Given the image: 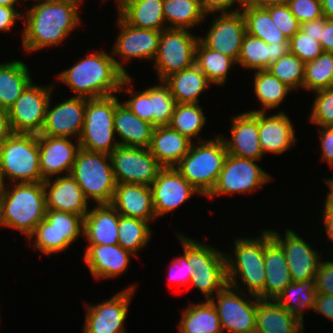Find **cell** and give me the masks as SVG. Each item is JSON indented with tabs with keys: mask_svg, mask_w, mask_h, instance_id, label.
<instances>
[{
	"mask_svg": "<svg viewBox=\"0 0 333 333\" xmlns=\"http://www.w3.org/2000/svg\"><path fill=\"white\" fill-rule=\"evenodd\" d=\"M84 1L34 4L23 13L22 47L27 53L58 47L79 28L80 5Z\"/></svg>",
	"mask_w": 333,
	"mask_h": 333,
	"instance_id": "6da1fadb",
	"label": "cell"
},
{
	"mask_svg": "<svg viewBox=\"0 0 333 333\" xmlns=\"http://www.w3.org/2000/svg\"><path fill=\"white\" fill-rule=\"evenodd\" d=\"M68 67L56 77L74 92V97L95 99L119 92L127 75L116 65L111 51H96Z\"/></svg>",
	"mask_w": 333,
	"mask_h": 333,
	"instance_id": "7a4b0ae2",
	"label": "cell"
},
{
	"mask_svg": "<svg viewBox=\"0 0 333 333\" xmlns=\"http://www.w3.org/2000/svg\"><path fill=\"white\" fill-rule=\"evenodd\" d=\"M261 236L253 238L237 237L233 252L225 253L228 285L242 290L246 287L248 295L264 300L266 272L264 265V230ZM231 254V255H230ZM241 279V280H240ZM242 286H239L238 282Z\"/></svg>",
	"mask_w": 333,
	"mask_h": 333,
	"instance_id": "3957f363",
	"label": "cell"
},
{
	"mask_svg": "<svg viewBox=\"0 0 333 333\" xmlns=\"http://www.w3.org/2000/svg\"><path fill=\"white\" fill-rule=\"evenodd\" d=\"M0 192L7 227L28 237L47 211L43 182L0 185Z\"/></svg>",
	"mask_w": 333,
	"mask_h": 333,
	"instance_id": "277c9868",
	"label": "cell"
},
{
	"mask_svg": "<svg viewBox=\"0 0 333 333\" xmlns=\"http://www.w3.org/2000/svg\"><path fill=\"white\" fill-rule=\"evenodd\" d=\"M227 155L224 140L216 134L214 138L193 142L189 152L175 168L202 196L206 197L214 188Z\"/></svg>",
	"mask_w": 333,
	"mask_h": 333,
	"instance_id": "5b68a950",
	"label": "cell"
},
{
	"mask_svg": "<svg viewBox=\"0 0 333 333\" xmlns=\"http://www.w3.org/2000/svg\"><path fill=\"white\" fill-rule=\"evenodd\" d=\"M177 238L183 254L194 270L189 285L201 291L205 300H211L228 284L225 254L217 247L196 241L185 234L177 233Z\"/></svg>",
	"mask_w": 333,
	"mask_h": 333,
	"instance_id": "8992f818",
	"label": "cell"
},
{
	"mask_svg": "<svg viewBox=\"0 0 333 333\" xmlns=\"http://www.w3.org/2000/svg\"><path fill=\"white\" fill-rule=\"evenodd\" d=\"M43 182L37 134L12 133L0 147V185ZM6 182V183H5Z\"/></svg>",
	"mask_w": 333,
	"mask_h": 333,
	"instance_id": "52a82bcc",
	"label": "cell"
},
{
	"mask_svg": "<svg viewBox=\"0 0 333 333\" xmlns=\"http://www.w3.org/2000/svg\"><path fill=\"white\" fill-rule=\"evenodd\" d=\"M70 174L88 201L111 203L117 183L109 154L80 148Z\"/></svg>",
	"mask_w": 333,
	"mask_h": 333,
	"instance_id": "ba28073f",
	"label": "cell"
},
{
	"mask_svg": "<svg viewBox=\"0 0 333 333\" xmlns=\"http://www.w3.org/2000/svg\"><path fill=\"white\" fill-rule=\"evenodd\" d=\"M117 95L86 99L84 124L78 139L80 148L110 154L119 146L115 139L114 114Z\"/></svg>",
	"mask_w": 333,
	"mask_h": 333,
	"instance_id": "9c48e42d",
	"label": "cell"
},
{
	"mask_svg": "<svg viewBox=\"0 0 333 333\" xmlns=\"http://www.w3.org/2000/svg\"><path fill=\"white\" fill-rule=\"evenodd\" d=\"M84 218L72 212L47 210L44 219L27 237L34 250L52 255L69 249L79 236H83ZM34 240V241H32Z\"/></svg>",
	"mask_w": 333,
	"mask_h": 333,
	"instance_id": "30bf717a",
	"label": "cell"
},
{
	"mask_svg": "<svg viewBox=\"0 0 333 333\" xmlns=\"http://www.w3.org/2000/svg\"><path fill=\"white\" fill-rule=\"evenodd\" d=\"M199 36L188 29L161 31L158 51L153 60L158 81L195 64V49Z\"/></svg>",
	"mask_w": 333,
	"mask_h": 333,
	"instance_id": "8fae6325",
	"label": "cell"
},
{
	"mask_svg": "<svg viewBox=\"0 0 333 333\" xmlns=\"http://www.w3.org/2000/svg\"><path fill=\"white\" fill-rule=\"evenodd\" d=\"M247 296L242 290L227 284L210 300L217 310L223 333L255 332L259 298Z\"/></svg>",
	"mask_w": 333,
	"mask_h": 333,
	"instance_id": "7c38bea8",
	"label": "cell"
},
{
	"mask_svg": "<svg viewBox=\"0 0 333 333\" xmlns=\"http://www.w3.org/2000/svg\"><path fill=\"white\" fill-rule=\"evenodd\" d=\"M256 161L228 154L214 188L206 197L213 199L226 194H249L273 180Z\"/></svg>",
	"mask_w": 333,
	"mask_h": 333,
	"instance_id": "4fadbf2b",
	"label": "cell"
},
{
	"mask_svg": "<svg viewBox=\"0 0 333 333\" xmlns=\"http://www.w3.org/2000/svg\"><path fill=\"white\" fill-rule=\"evenodd\" d=\"M54 86H41L33 81L24 89L14 105L8 109L13 133L40 134L46 115V108L53 95Z\"/></svg>",
	"mask_w": 333,
	"mask_h": 333,
	"instance_id": "5bb4252c",
	"label": "cell"
},
{
	"mask_svg": "<svg viewBox=\"0 0 333 333\" xmlns=\"http://www.w3.org/2000/svg\"><path fill=\"white\" fill-rule=\"evenodd\" d=\"M109 157L116 183L151 186L164 168L148 148L119 145Z\"/></svg>",
	"mask_w": 333,
	"mask_h": 333,
	"instance_id": "9a60e30c",
	"label": "cell"
},
{
	"mask_svg": "<svg viewBox=\"0 0 333 333\" xmlns=\"http://www.w3.org/2000/svg\"><path fill=\"white\" fill-rule=\"evenodd\" d=\"M135 289V284L130 285L97 305L84 304L86 314L83 333H126L124 321Z\"/></svg>",
	"mask_w": 333,
	"mask_h": 333,
	"instance_id": "2e32d148",
	"label": "cell"
},
{
	"mask_svg": "<svg viewBox=\"0 0 333 333\" xmlns=\"http://www.w3.org/2000/svg\"><path fill=\"white\" fill-rule=\"evenodd\" d=\"M119 33L111 49L116 65L129 76L124 68L127 61L134 59H147L153 61L159 46L161 31L137 28L129 25L119 14L117 15ZM122 57V61L116 59ZM116 57V58H115Z\"/></svg>",
	"mask_w": 333,
	"mask_h": 333,
	"instance_id": "e0dca14e",
	"label": "cell"
},
{
	"mask_svg": "<svg viewBox=\"0 0 333 333\" xmlns=\"http://www.w3.org/2000/svg\"><path fill=\"white\" fill-rule=\"evenodd\" d=\"M271 237L282 247L292 282L307 281L315 278L322 262V253L313 249L294 230L286 229L283 236L274 229H269Z\"/></svg>",
	"mask_w": 333,
	"mask_h": 333,
	"instance_id": "ac0fdd59",
	"label": "cell"
},
{
	"mask_svg": "<svg viewBox=\"0 0 333 333\" xmlns=\"http://www.w3.org/2000/svg\"><path fill=\"white\" fill-rule=\"evenodd\" d=\"M214 20L199 41L209 49L232 58L236 63L246 31V23L241 10L234 13L213 14Z\"/></svg>",
	"mask_w": 333,
	"mask_h": 333,
	"instance_id": "d6986e66",
	"label": "cell"
},
{
	"mask_svg": "<svg viewBox=\"0 0 333 333\" xmlns=\"http://www.w3.org/2000/svg\"><path fill=\"white\" fill-rule=\"evenodd\" d=\"M150 188L156 218L172 213L193 195L202 196L175 167L163 168Z\"/></svg>",
	"mask_w": 333,
	"mask_h": 333,
	"instance_id": "ffe728a7",
	"label": "cell"
},
{
	"mask_svg": "<svg viewBox=\"0 0 333 333\" xmlns=\"http://www.w3.org/2000/svg\"><path fill=\"white\" fill-rule=\"evenodd\" d=\"M51 98L46 108L45 122L38 135L79 139L85 117L86 99L70 97L51 106ZM52 107V108H51Z\"/></svg>",
	"mask_w": 333,
	"mask_h": 333,
	"instance_id": "44dd1931",
	"label": "cell"
},
{
	"mask_svg": "<svg viewBox=\"0 0 333 333\" xmlns=\"http://www.w3.org/2000/svg\"><path fill=\"white\" fill-rule=\"evenodd\" d=\"M39 164L42 178L69 175L80 149L78 140L38 135Z\"/></svg>",
	"mask_w": 333,
	"mask_h": 333,
	"instance_id": "7402d4cb",
	"label": "cell"
},
{
	"mask_svg": "<svg viewBox=\"0 0 333 333\" xmlns=\"http://www.w3.org/2000/svg\"><path fill=\"white\" fill-rule=\"evenodd\" d=\"M231 137L220 134L228 154L259 161L264 157L258 134V111L231 116Z\"/></svg>",
	"mask_w": 333,
	"mask_h": 333,
	"instance_id": "603a6c76",
	"label": "cell"
},
{
	"mask_svg": "<svg viewBox=\"0 0 333 333\" xmlns=\"http://www.w3.org/2000/svg\"><path fill=\"white\" fill-rule=\"evenodd\" d=\"M43 186L47 210L72 212L83 218L88 213L89 201L71 174L46 179Z\"/></svg>",
	"mask_w": 333,
	"mask_h": 333,
	"instance_id": "cb8c5ba5",
	"label": "cell"
},
{
	"mask_svg": "<svg viewBox=\"0 0 333 333\" xmlns=\"http://www.w3.org/2000/svg\"><path fill=\"white\" fill-rule=\"evenodd\" d=\"M258 111V134L263 154H282L295 146L294 126L284 110L270 116Z\"/></svg>",
	"mask_w": 333,
	"mask_h": 333,
	"instance_id": "d4e9b609",
	"label": "cell"
},
{
	"mask_svg": "<svg viewBox=\"0 0 333 333\" xmlns=\"http://www.w3.org/2000/svg\"><path fill=\"white\" fill-rule=\"evenodd\" d=\"M130 251L117 245H87L84 261L89 271L96 280L116 278L125 273L129 267Z\"/></svg>",
	"mask_w": 333,
	"mask_h": 333,
	"instance_id": "484cf974",
	"label": "cell"
},
{
	"mask_svg": "<svg viewBox=\"0 0 333 333\" xmlns=\"http://www.w3.org/2000/svg\"><path fill=\"white\" fill-rule=\"evenodd\" d=\"M110 204L122 216L138 218L147 222L156 219L150 186L117 183Z\"/></svg>",
	"mask_w": 333,
	"mask_h": 333,
	"instance_id": "4316f807",
	"label": "cell"
},
{
	"mask_svg": "<svg viewBox=\"0 0 333 333\" xmlns=\"http://www.w3.org/2000/svg\"><path fill=\"white\" fill-rule=\"evenodd\" d=\"M264 265L266 272L264 300H275L292 283V279L282 247L266 229H264Z\"/></svg>",
	"mask_w": 333,
	"mask_h": 333,
	"instance_id": "83f0119b",
	"label": "cell"
},
{
	"mask_svg": "<svg viewBox=\"0 0 333 333\" xmlns=\"http://www.w3.org/2000/svg\"><path fill=\"white\" fill-rule=\"evenodd\" d=\"M83 221V236L88 245H117L120 214L111 204H96Z\"/></svg>",
	"mask_w": 333,
	"mask_h": 333,
	"instance_id": "f1b7e54d",
	"label": "cell"
},
{
	"mask_svg": "<svg viewBox=\"0 0 333 333\" xmlns=\"http://www.w3.org/2000/svg\"><path fill=\"white\" fill-rule=\"evenodd\" d=\"M193 142L169 125L157 126L148 149L164 168L175 167L189 152Z\"/></svg>",
	"mask_w": 333,
	"mask_h": 333,
	"instance_id": "f546056e",
	"label": "cell"
},
{
	"mask_svg": "<svg viewBox=\"0 0 333 333\" xmlns=\"http://www.w3.org/2000/svg\"><path fill=\"white\" fill-rule=\"evenodd\" d=\"M154 125L141 120L123 102L115 107L114 129L120 146L148 148ZM120 140V141H119Z\"/></svg>",
	"mask_w": 333,
	"mask_h": 333,
	"instance_id": "4dcf8cb0",
	"label": "cell"
},
{
	"mask_svg": "<svg viewBox=\"0 0 333 333\" xmlns=\"http://www.w3.org/2000/svg\"><path fill=\"white\" fill-rule=\"evenodd\" d=\"M304 323L276 300L257 301L256 333H304Z\"/></svg>",
	"mask_w": 333,
	"mask_h": 333,
	"instance_id": "1f68e13d",
	"label": "cell"
},
{
	"mask_svg": "<svg viewBox=\"0 0 333 333\" xmlns=\"http://www.w3.org/2000/svg\"><path fill=\"white\" fill-rule=\"evenodd\" d=\"M289 52V42L268 44L260 38L245 34L237 60L241 68L267 70L268 67Z\"/></svg>",
	"mask_w": 333,
	"mask_h": 333,
	"instance_id": "d6a6232c",
	"label": "cell"
},
{
	"mask_svg": "<svg viewBox=\"0 0 333 333\" xmlns=\"http://www.w3.org/2000/svg\"><path fill=\"white\" fill-rule=\"evenodd\" d=\"M164 0H125L118 13L129 25L162 31L167 29L163 13Z\"/></svg>",
	"mask_w": 333,
	"mask_h": 333,
	"instance_id": "836d02e7",
	"label": "cell"
},
{
	"mask_svg": "<svg viewBox=\"0 0 333 333\" xmlns=\"http://www.w3.org/2000/svg\"><path fill=\"white\" fill-rule=\"evenodd\" d=\"M164 82L170 87L176 102L181 104H199L198 97L211 85L195 64L170 75Z\"/></svg>",
	"mask_w": 333,
	"mask_h": 333,
	"instance_id": "e575fe53",
	"label": "cell"
},
{
	"mask_svg": "<svg viewBox=\"0 0 333 333\" xmlns=\"http://www.w3.org/2000/svg\"><path fill=\"white\" fill-rule=\"evenodd\" d=\"M28 66L20 60L0 63V108L8 111L33 81Z\"/></svg>",
	"mask_w": 333,
	"mask_h": 333,
	"instance_id": "d590c367",
	"label": "cell"
},
{
	"mask_svg": "<svg viewBox=\"0 0 333 333\" xmlns=\"http://www.w3.org/2000/svg\"><path fill=\"white\" fill-rule=\"evenodd\" d=\"M177 324L178 333H223L217 310L210 300L190 303Z\"/></svg>",
	"mask_w": 333,
	"mask_h": 333,
	"instance_id": "8d00e7d4",
	"label": "cell"
},
{
	"mask_svg": "<svg viewBox=\"0 0 333 333\" xmlns=\"http://www.w3.org/2000/svg\"><path fill=\"white\" fill-rule=\"evenodd\" d=\"M163 13L168 29L192 30L207 17L200 0H164Z\"/></svg>",
	"mask_w": 333,
	"mask_h": 333,
	"instance_id": "74e56055",
	"label": "cell"
},
{
	"mask_svg": "<svg viewBox=\"0 0 333 333\" xmlns=\"http://www.w3.org/2000/svg\"><path fill=\"white\" fill-rule=\"evenodd\" d=\"M316 294V280L313 278L307 281L292 282L275 300L304 323L305 310L314 309Z\"/></svg>",
	"mask_w": 333,
	"mask_h": 333,
	"instance_id": "f35d334b",
	"label": "cell"
},
{
	"mask_svg": "<svg viewBox=\"0 0 333 333\" xmlns=\"http://www.w3.org/2000/svg\"><path fill=\"white\" fill-rule=\"evenodd\" d=\"M253 86L254 93L259 103H261V109L249 110V112H267L278 106L282 105L285 101L288 93L292 92V89L285 83L278 80L268 70H257L253 74Z\"/></svg>",
	"mask_w": 333,
	"mask_h": 333,
	"instance_id": "ab89813d",
	"label": "cell"
},
{
	"mask_svg": "<svg viewBox=\"0 0 333 333\" xmlns=\"http://www.w3.org/2000/svg\"><path fill=\"white\" fill-rule=\"evenodd\" d=\"M195 65L204 73L211 84L219 86L225 85L229 71L234 65L237 66L232 58L209 49L200 41L195 49Z\"/></svg>",
	"mask_w": 333,
	"mask_h": 333,
	"instance_id": "60d3db41",
	"label": "cell"
},
{
	"mask_svg": "<svg viewBox=\"0 0 333 333\" xmlns=\"http://www.w3.org/2000/svg\"><path fill=\"white\" fill-rule=\"evenodd\" d=\"M248 34L260 38L268 44L289 42V39L275 25L268 10L263 8H249L241 10Z\"/></svg>",
	"mask_w": 333,
	"mask_h": 333,
	"instance_id": "b9f144b4",
	"label": "cell"
},
{
	"mask_svg": "<svg viewBox=\"0 0 333 333\" xmlns=\"http://www.w3.org/2000/svg\"><path fill=\"white\" fill-rule=\"evenodd\" d=\"M202 108L199 104L177 103L168 125L191 141L195 137H197L196 142L205 141L198 137L207 122Z\"/></svg>",
	"mask_w": 333,
	"mask_h": 333,
	"instance_id": "7bdbcfd3",
	"label": "cell"
},
{
	"mask_svg": "<svg viewBox=\"0 0 333 333\" xmlns=\"http://www.w3.org/2000/svg\"><path fill=\"white\" fill-rule=\"evenodd\" d=\"M150 222L120 215L118 225V244L133 255L146 247L151 239Z\"/></svg>",
	"mask_w": 333,
	"mask_h": 333,
	"instance_id": "ee69618b",
	"label": "cell"
},
{
	"mask_svg": "<svg viewBox=\"0 0 333 333\" xmlns=\"http://www.w3.org/2000/svg\"><path fill=\"white\" fill-rule=\"evenodd\" d=\"M333 87V52H323L305 63L303 89L315 92Z\"/></svg>",
	"mask_w": 333,
	"mask_h": 333,
	"instance_id": "f6af8a7d",
	"label": "cell"
},
{
	"mask_svg": "<svg viewBox=\"0 0 333 333\" xmlns=\"http://www.w3.org/2000/svg\"><path fill=\"white\" fill-rule=\"evenodd\" d=\"M151 124L155 127L168 125L177 102L171 94L170 87L164 82L150 85Z\"/></svg>",
	"mask_w": 333,
	"mask_h": 333,
	"instance_id": "bcb514c9",
	"label": "cell"
},
{
	"mask_svg": "<svg viewBox=\"0 0 333 333\" xmlns=\"http://www.w3.org/2000/svg\"><path fill=\"white\" fill-rule=\"evenodd\" d=\"M267 70L293 91L303 89L305 63L295 54L288 52L273 62Z\"/></svg>",
	"mask_w": 333,
	"mask_h": 333,
	"instance_id": "7dc6e473",
	"label": "cell"
},
{
	"mask_svg": "<svg viewBox=\"0 0 333 333\" xmlns=\"http://www.w3.org/2000/svg\"><path fill=\"white\" fill-rule=\"evenodd\" d=\"M131 83H133V77L131 78L129 75L123 80L121 84L118 93L126 92V94H129V98L122 102L141 120L151 123L150 86L147 89H143V91L139 92L134 91V89L132 90ZM125 87H127V89Z\"/></svg>",
	"mask_w": 333,
	"mask_h": 333,
	"instance_id": "c3c4849f",
	"label": "cell"
},
{
	"mask_svg": "<svg viewBox=\"0 0 333 333\" xmlns=\"http://www.w3.org/2000/svg\"><path fill=\"white\" fill-rule=\"evenodd\" d=\"M314 102L309 114L311 123L319 127H333V87L313 92Z\"/></svg>",
	"mask_w": 333,
	"mask_h": 333,
	"instance_id": "681fc988",
	"label": "cell"
},
{
	"mask_svg": "<svg viewBox=\"0 0 333 333\" xmlns=\"http://www.w3.org/2000/svg\"><path fill=\"white\" fill-rule=\"evenodd\" d=\"M289 52L298 56L304 63L313 61L324 50L320 44L300 30L289 39Z\"/></svg>",
	"mask_w": 333,
	"mask_h": 333,
	"instance_id": "f907efd6",
	"label": "cell"
},
{
	"mask_svg": "<svg viewBox=\"0 0 333 333\" xmlns=\"http://www.w3.org/2000/svg\"><path fill=\"white\" fill-rule=\"evenodd\" d=\"M270 13L271 19L275 25L281 30L288 39L292 38L299 30L300 23L291 13L289 6L284 4H276L265 7Z\"/></svg>",
	"mask_w": 333,
	"mask_h": 333,
	"instance_id": "816d5d0a",
	"label": "cell"
},
{
	"mask_svg": "<svg viewBox=\"0 0 333 333\" xmlns=\"http://www.w3.org/2000/svg\"><path fill=\"white\" fill-rule=\"evenodd\" d=\"M286 4L300 24L323 17L321 0H287Z\"/></svg>",
	"mask_w": 333,
	"mask_h": 333,
	"instance_id": "f5cc1de1",
	"label": "cell"
},
{
	"mask_svg": "<svg viewBox=\"0 0 333 333\" xmlns=\"http://www.w3.org/2000/svg\"><path fill=\"white\" fill-rule=\"evenodd\" d=\"M168 274L170 276V281L172 284L185 286L190 282L191 275L194 270L192 266L189 265L187 257L183 254L178 257H174L168 266Z\"/></svg>",
	"mask_w": 333,
	"mask_h": 333,
	"instance_id": "db71d44e",
	"label": "cell"
},
{
	"mask_svg": "<svg viewBox=\"0 0 333 333\" xmlns=\"http://www.w3.org/2000/svg\"><path fill=\"white\" fill-rule=\"evenodd\" d=\"M318 294L333 295V261H322L315 275Z\"/></svg>",
	"mask_w": 333,
	"mask_h": 333,
	"instance_id": "11a10c76",
	"label": "cell"
},
{
	"mask_svg": "<svg viewBox=\"0 0 333 333\" xmlns=\"http://www.w3.org/2000/svg\"><path fill=\"white\" fill-rule=\"evenodd\" d=\"M203 13L208 16L219 13H234L240 10V0H200ZM236 3L239 5L237 7ZM236 6V7H234Z\"/></svg>",
	"mask_w": 333,
	"mask_h": 333,
	"instance_id": "9f6ffc18",
	"label": "cell"
},
{
	"mask_svg": "<svg viewBox=\"0 0 333 333\" xmlns=\"http://www.w3.org/2000/svg\"><path fill=\"white\" fill-rule=\"evenodd\" d=\"M322 129V130H321ZM321 160L333 167V127H319Z\"/></svg>",
	"mask_w": 333,
	"mask_h": 333,
	"instance_id": "6f0895ef",
	"label": "cell"
},
{
	"mask_svg": "<svg viewBox=\"0 0 333 333\" xmlns=\"http://www.w3.org/2000/svg\"><path fill=\"white\" fill-rule=\"evenodd\" d=\"M23 12H18L14 7L0 6V32H9L23 18Z\"/></svg>",
	"mask_w": 333,
	"mask_h": 333,
	"instance_id": "680465c9",
	"label": "cell"
},
{
	"mask_svg": "<svg viewBox=\"0 0 333 333\" xmlns=\"http://www.w3.org/2000/svg\"><path fill=\"white\" fill-rule=\"evenodd\" d=\"M313 311L333 322V295L316 294Z\"/></svg>",
	"mask_w": 333,
	"mask_h": 333,
	"instance_id": "91938a15",
	"label": "cell"
},
{
	"mask_svg": "<svg viewBox=\"0 0 333 333\" xmlns=\"http://www.w3.org/2000/svg\"><path fill=\"white\" fill-rule=\"evenodd\" d=\"M325 26V17L304 22L300 24V31L306 35H309L313 40L320 42L322 29Z\"/></svg>",
	"mask_w": 333,
	"mask_h": 333,
	"instance_id": "94428289",
	"label": "cell"
},
{
	"mask_svg": "<svg viewBox=\"0 0 333 333\" xmlns=\"http://www.w3.org/2000/svg\"><path fill=\"white\" fill-rule=\"evenodd\" d=\"M320 44L324 52H333V19L325 18V26L322 29Z\"/></svg>",
	"mask_w": 333,
	"mask_h": 333,
	"instance_id": "6125c7cd",
	"label": "cell"
},
{
	"mask_svg": "<svg viewBox=\"0 0 333 333\" xmlns=\"http://www.w3.org/2000/svg\"><path fill=\"white\" fill-rule=\"evenodd\" d=\"M12 133L8 111L0 108V147Z\"/></svg>",
	"mask_w": 333,
	"mask_h": 333,
	"instance_id": "be15d7a7",
	"label": "cell"
},
{
	"mask_svg": "<svg viewBox=\"0 0 333 333\" xmlns=\"http://www.w3.org/2000/svg\"><path fill=\"white\" fill-rule=\"evenodd\" d=\"M287 0H240V10L249 8H263L276 4H284Z\"/></svg>",
	"mask_w": 333,
	"mask_h": 333,
	"instance_id": "e7e4bbea",
	"label": "cell"
},
{
	"mask_svg": "<svg viewBox=\"0 0 333 333\" xmlns=\"http://www.w3.org/2000/svg\"><path fill=\"white\" fill-rule=\"evenodd\" d=\"M323 207V220L321 221H324L323 224L327 237L331 239L330 241H333V209L326 202Z\"/></svg>",
	"mask_w": 333,
	"mask_h": 333,
	"instance_id": "03108f58",
	"label": "cell"
},
{
	"mask_svg": "<svg viewBox=\"0 0 333 333\" xmlns=\"http://www.w3.org/2000/svg\"><path fill=\"white\" fill-rule=\"evenodd\" d=\"M323 17L333 19V0H321Z\"/></svg>",
	"mask_w": 333,
	"mask_h": 333,
	"instance_id": "003e7915",
	"label": "cell"
},
{
	"mask_svg": "<svg viewBox=\"0 0 333 333\" xmlns=\"http://www.w3.org/2000/svg\"><path fill=\"white\" fill-rule=\"evenodd\" d=\"M323 181L324 183H326L327 187L329 188V192L327 193L324 202H326L333 209V177L327 179L324 178Z\"/></svg>",
	"mask_w": 333,
	"mask_h": 333,
	"instance_id": "a7ac6f4b",
	"label": "cell"
},
{
	"mask_svg": "<svg viewBox=\"0 0 333 333\" xmlns=\"http://www.w3.org/2000/svg\"><path fill=\"white\" fill-rule=\"evenodd\" d=\"M2 227H7L5 218H4V208H3V203L1 200V192H0V228Z\"/></svg>",
	"mask_w": 333,
	"mask_h": 333,
	"instance_id": "89a4df30",
	"label": "cell"
},
{
	"mask_svg": "<svg viewBox=\"0 0 333 333\" xmlns=\"http://www.w3.org/2000/svg\"><path fill=\"white\" fill-rule=\"evenodd\" d=\"M22 0H0V6L14 7L21 3Z\"/></svg>",
	"mask_w": 333,
	"mask_h": 333,
	"instance_id": "2644e50d",
	"label": "cell"
},
{
	"mask_svg": "<svg viewBox=\"0 0 333 333\" xmlns=\"http://www.w3.org/2000/svg\"><path fill=\"white\" fill-rule=\"evenodd\" d=\"M24 1H30V0H24ZM35 1V4H45V3H55V2H65V1H84V0H31Z\"/></svg>",
	"mask_w": 333,
	"mask_h": 333,
	"instance_id": "8c879c8a",
	"label": "cell"
},
{
	"mask_svg": "<svg viewBox=\"0 0 333 333\" xmlns=\"http://www.w3.org/2000/svg\"><path fill=\"white\" fill-rule=\"evenodd\" d=\"M107 1V0H103ZM117 7H119L125 0H114Z\"/></svg>",
	"mask_w": 333,
	"mask_h": 333,
	"instance_id": "753ad0ef",
	"label": "cell"
}]
</instances>
